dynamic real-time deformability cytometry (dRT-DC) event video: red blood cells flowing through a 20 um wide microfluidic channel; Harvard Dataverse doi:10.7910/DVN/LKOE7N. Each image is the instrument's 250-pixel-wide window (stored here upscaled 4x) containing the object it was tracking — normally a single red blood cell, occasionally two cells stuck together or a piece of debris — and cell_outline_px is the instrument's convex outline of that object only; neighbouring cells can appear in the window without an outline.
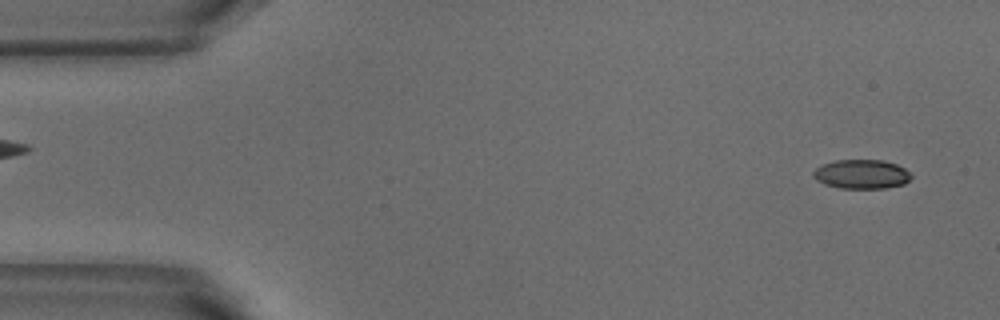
{"species": "common noctule bat (a hibernating species)", "species_latin": "Nyctalus noctula", "temperature_condition": "warm", "stored_images_in_passage": 5, "segment_of_instrument_passage": [2, 2], "camera_frame_rate_fps": 3000, "um_per_image_px": 0.085, "animal": {"sex": "male", "body_mass_g": 18.8}, "frame": {"image": 1, "passage_image": 5, "time_ms": 1.333, "image_size_px": [1000, 320], "cell_outline_px": [[912, 176], [904, 184], [884, 188], [840, 188], [824, 184], [816, 180], [812, 176], [812, 172], [820, 164], [836, 160], [884, 160], [896, 164], [904, 168]], "centroid_in_image_um": [73.19, 14.8], "position_along_channel_um": 11.8, "area_um2": 16.7}}